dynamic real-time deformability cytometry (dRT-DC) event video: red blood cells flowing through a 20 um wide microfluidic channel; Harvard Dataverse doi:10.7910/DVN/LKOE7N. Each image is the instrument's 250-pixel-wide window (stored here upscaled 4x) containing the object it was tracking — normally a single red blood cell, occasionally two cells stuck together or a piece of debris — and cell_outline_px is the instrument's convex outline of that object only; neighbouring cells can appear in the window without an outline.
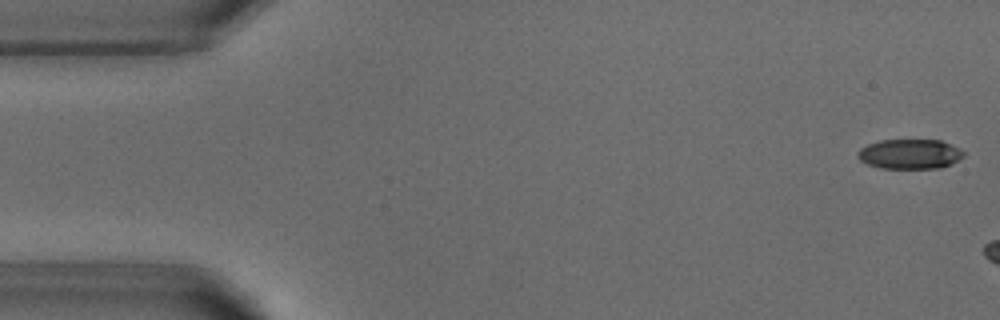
{"species": "common noctule bat (a hibernating species)", "species_latin": "Nyctalus noctula", "temperature_condition": "warm", "stored_images_in_passage": 6, "camera_frame_rate_fps": 3000, "um_per_image_px": 0.085, "animal": {"sex": "male", "body_mass_g": 18.8}, "frame": {"image": 1, "passage_image": 1, "time_ms": 0.0, "image_size_px": [1000, 320], "cell_outline_px": [[964, 156], [952, 164], [940, 168], [880, 168], [868, 164], [860, 160], [856, 156], [856, 152], [860, 148], [868, 144], [880, 140], [940, 140], [960, 148], [964, 152]], "centroid_in_image_um": [77.33, 13.09], "position_along_channel_um": 7.7, "area_um2": 18.5}}